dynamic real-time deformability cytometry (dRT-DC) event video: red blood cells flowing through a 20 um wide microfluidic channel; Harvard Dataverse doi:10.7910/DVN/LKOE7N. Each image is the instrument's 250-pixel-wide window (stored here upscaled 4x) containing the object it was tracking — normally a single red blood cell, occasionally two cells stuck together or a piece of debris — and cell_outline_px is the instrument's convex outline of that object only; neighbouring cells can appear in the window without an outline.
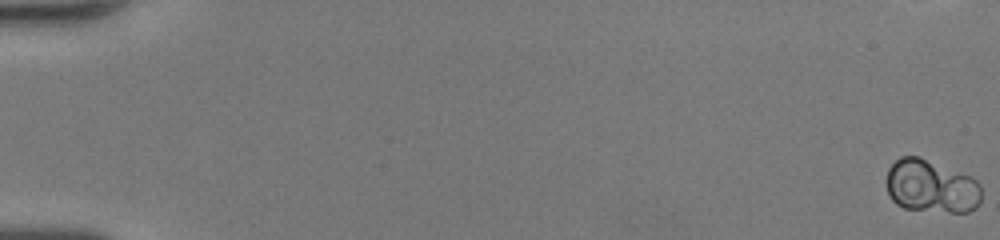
{"species": "human", "species_latin": "Homo sapiens", "temperature_condition": "room temperature", "stored_images_in_passage": 44, "camera_frame_rate_fps": 3000, "um_per_image_px": 0.085, "donor": {"sex": "female"}, "frame": {"image": 1, "passage_image": 1, "time_ms": 0.0, "image_size_px": [1000, 240], "cell_outline_px": [[980, 200], [976, 208], [968, 212], [948, 212], [904, 208], [896, 204], [892, 200], [888, 192], [888, 168], [900, 156], [920, 156], [972, 176], [980, 184]], "centroid_in_image_um": [79.17, 15.83], "position_along_channel_um": 5.8, "area_um2": 29.48}, "authors_computed_cell_mechanics": {"area_um2": 28.8133, "velocity_mm_per_s": 4.244, "shape_relaxation_time_tau1_ms": 4.5255, "shape_relaxation_time_tau2_ms": null, "deformation_change_tau1": 0.0252, "deformation_change_tau2": null}}